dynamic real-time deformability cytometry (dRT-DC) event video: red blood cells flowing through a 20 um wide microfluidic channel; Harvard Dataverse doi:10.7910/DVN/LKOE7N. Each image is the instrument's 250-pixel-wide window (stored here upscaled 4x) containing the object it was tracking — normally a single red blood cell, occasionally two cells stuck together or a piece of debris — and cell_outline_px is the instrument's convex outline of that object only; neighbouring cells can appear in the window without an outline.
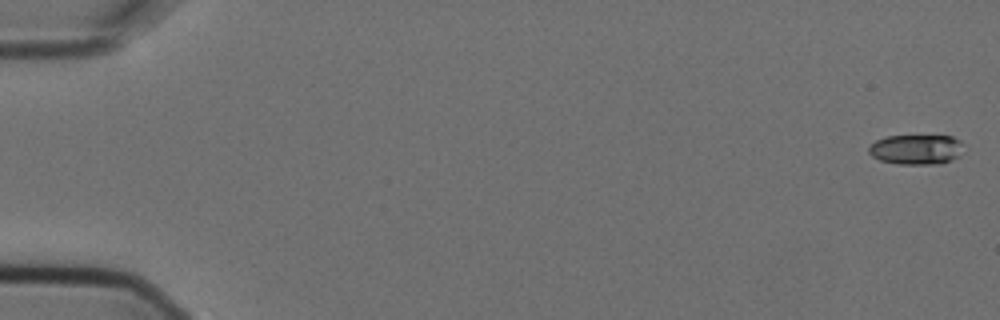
{"species": "Egyptian fruit bat (a non-hibernating species)", "species_latin": "Rousettus aegyptiacus", "temperature_condition": "cold", "stored_images_in_passage": 5, "camera_frame_rate_fps": 3000, "um_per_image_px": 0.085, "animal": {"sex": "female"}, "frame": {"image": 1, "passage_image": 1, "time_ms": 0.0, "image_size_px": [1000, 320], "cell_outline_px": [[964, 144], [960, 156], [952, 160], [940, 164], [900, 164], [880, 160], [872, 156], [868, 152], [868, 148], [876, 140], [888, 136], [952, 136], [960, 140]], "centroid_in_image_um": [77.92, 12.71], "position_along_channel_um": 7.1, "area_um2": 16.65}}
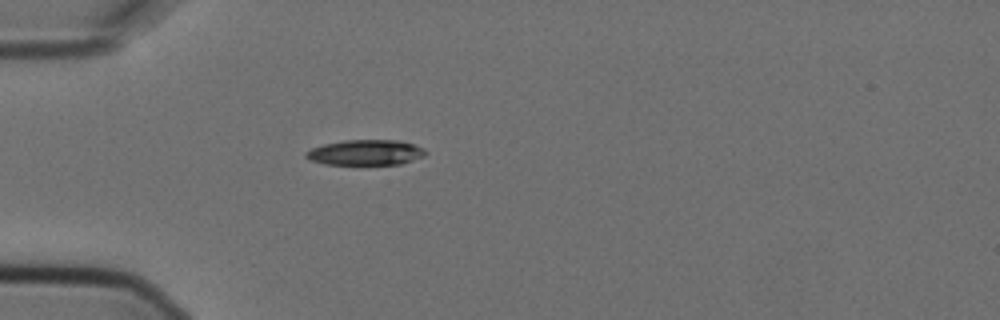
{"frame": {"image": 2, "passage_image": 5, "time_ms": 1.333, "image_size_px": [1000, 320], "cell_outline_px": [[428, 152], [424, 156], [400, 164], [324, 164], [312, 160], [304, 156], [304, 152], [312, 148], [324, 144], [344, 140], [400, 140], [424, 148]], "centroid_in_image_um": [31.08, 12.95], "position_along_channel_um": 53.9, "area_um2": 17.63}}